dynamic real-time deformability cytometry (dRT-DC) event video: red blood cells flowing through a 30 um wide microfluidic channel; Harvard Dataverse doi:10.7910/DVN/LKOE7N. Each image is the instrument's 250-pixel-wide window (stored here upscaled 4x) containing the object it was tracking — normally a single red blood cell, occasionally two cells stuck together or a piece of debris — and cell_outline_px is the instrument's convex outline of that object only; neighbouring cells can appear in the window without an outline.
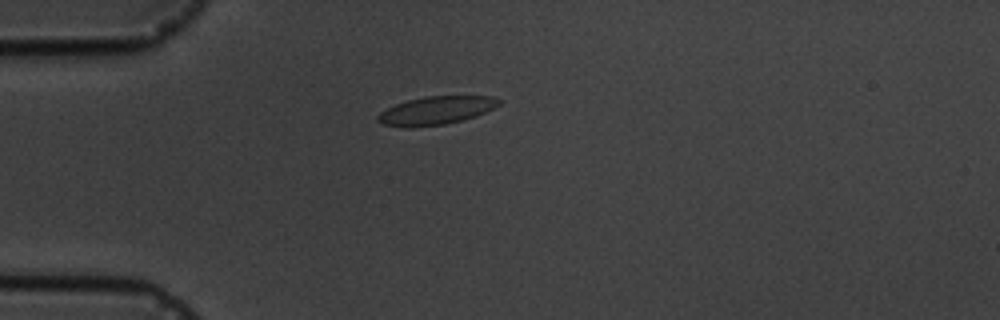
{"species": "common noctule bat (a hibernating species)", "species_latin": "Nyctalus noctula", "temperature_condition": "cold", "stored_images_in_passage": 6, "camera_frame_rate_fps": 3000, "um_per_image_px": 0.085, "animal": {"sex": "male", "body_mass_g": 19.5, "forearm_length_mm": 54.6}, "frame": {"image": 1, "passage_image": 4, "time_ms": 4.333, "image_size_px": [1000, 320], "cell_outline_px": [[500, 104], [476, 116], [444, 124], [412, 128], [404, 128], [380, 124], [376, 120], [376, 116], [380, 112], [396, 104], [408, 100], [424, 96], [492, 96], [500, 100]], "centroid_in_image_um": [36.99, 9.4], "position_along_channel_um": 48.0, "area_um2": 19.94}}
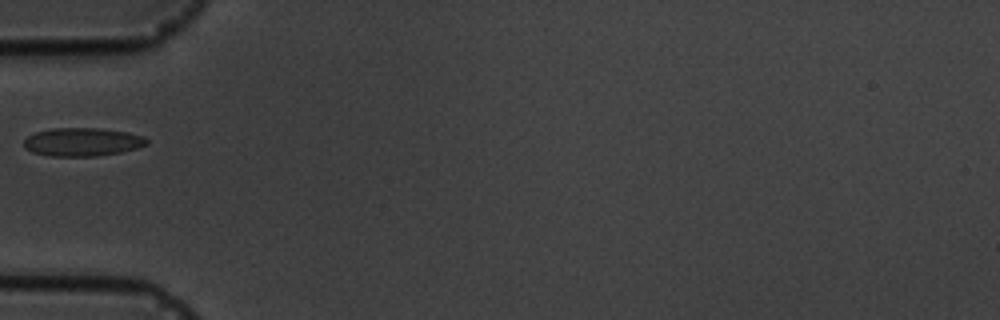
{"frame": {"image": 2, "passage_image": 5, "time_ms": 5.667, "image_size_px": [1000, 320], "cell_outline_px": [[148, 144], [136, 148], [120, 152], [96, 156], [52, 156], [32, 152], [24, 148], [24, 140], [28, 136], [36, 132], [52, 128], [100, 128], [128, 132], [144, 136], [148, 140]], "centroid_in_image_um": [7.0, 12.06], "position_along_channel_um": 78.0, "area_um2": 20.29}}
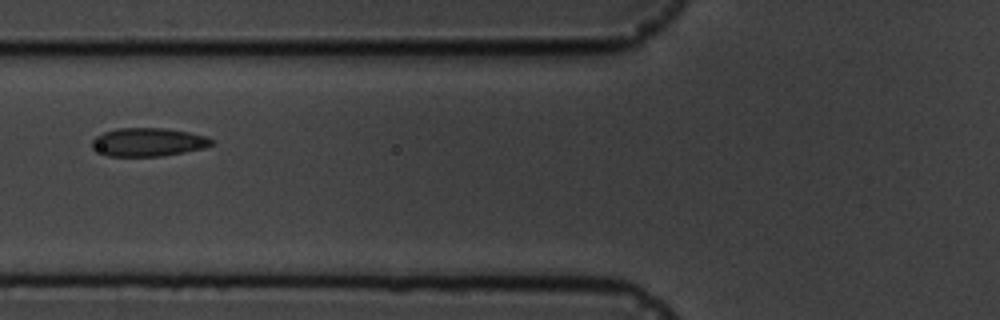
{"frame": {"image": 3, "passage_image": 6, "time_ms": 6.667, "image_size_px": [1000, 320], "cell_outline_px": [[216, 140], [212, 144], [200, 148], [160, 156], [108, 156], [92, 148], [92, 140], [96, 136], [104, 132], [116, 128], [164, 128], [188, 132], [208, 136]], "centroid_in_image_um": [12.57, 12.06], "position_along_channel_um": 113.2, "area_um2": 19.59}}